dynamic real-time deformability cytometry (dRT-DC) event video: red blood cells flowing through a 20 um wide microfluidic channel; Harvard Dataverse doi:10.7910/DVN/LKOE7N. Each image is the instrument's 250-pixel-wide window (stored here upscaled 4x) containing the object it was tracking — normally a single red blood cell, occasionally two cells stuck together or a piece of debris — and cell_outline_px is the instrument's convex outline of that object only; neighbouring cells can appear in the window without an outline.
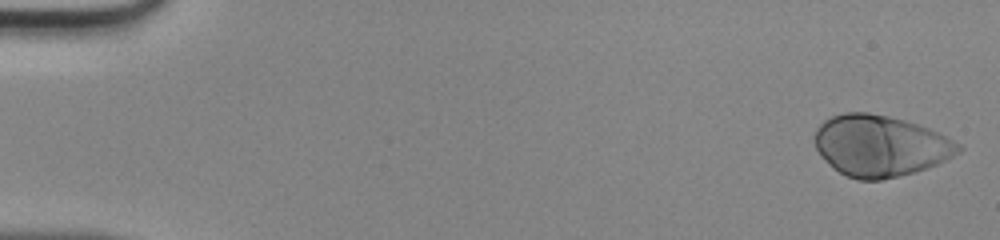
{"species": "human", "species_latin": "Homo sapiens", "temperature_condition": "room temperature", "stored_images_in_passage": 47, "camera_frame_rate_fps": 3000, "um_per_image_px": 0.085, "donor": {"sex": "male"}, "frame": {"image": 1, "passage_image": 1, "time_ms": 0.0, "image_size_px": [1000, 240], "cell_outline_px": [[964, 148], [960, 152], [936, 164], [912, 172], [880, 180], [856, 180], [832, 168], [820, 156], [816, 148], [816, 128], [824, 120], [832, 116], [844, 112], [868, 112], [888, 116], [904, 120], [928, 128], [960, 144]], "centroid_in_image_um": [74.78, 12.38], "position_along_channel_um": 10.2, "area_um2": 50.81}}
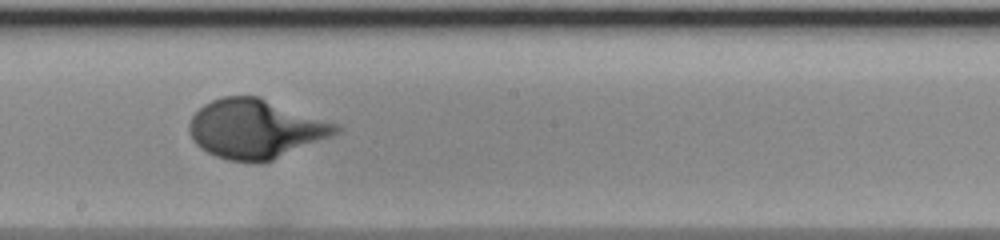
{"frame": {"image": 2, "passage_image": 27, "time_ms": 8.667, "image_size_px": [1000, 240], "cell_outline_px": [[340, 132], [332, 136], [272, 160], [260, 164], [256, 164], [228, 160], [216, 156], [200, 148], [192, 140], [188, 128], [188, 124], [192, 116], [204, 104], [212, 100], [224, 96], [256, 96], [336, 124], [340, 128]], "centroid_in_image_um": [21.67, 10.98], "position_along_channel_um": 226.5, "area_um2": 50.11}}
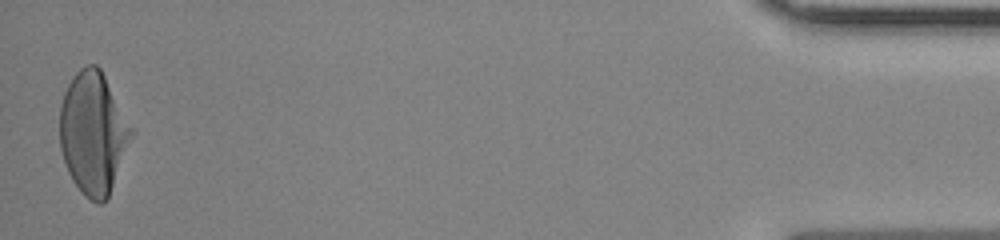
{"frame": {"image": 3, "passage_image": 47, "time_ms": 15.333, "image_size_px": [1000, 240], "cell_outline_px": [[132, 132], [108, 196], [100, 204], [96, 204], [84, 196], [72, 180], [68, 172], [60, 148], [60, 104], [64, 92], [72, 76], [80, 68], [88, 64], [96, 64], [100, 68], [132, 128]], "centroid_in_image_um": [7.86, 11.28], "position_along_channel_um": 427.3, "area_um2": 49.94}}